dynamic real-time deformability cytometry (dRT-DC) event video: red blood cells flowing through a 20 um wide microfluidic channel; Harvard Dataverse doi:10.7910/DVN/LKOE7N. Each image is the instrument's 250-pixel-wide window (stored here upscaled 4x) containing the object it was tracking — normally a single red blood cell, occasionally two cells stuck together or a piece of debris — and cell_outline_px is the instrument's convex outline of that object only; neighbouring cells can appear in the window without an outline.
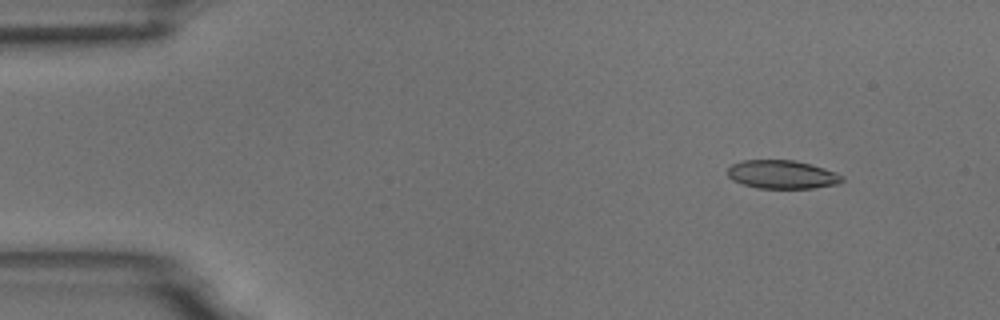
{"species": "common noctule bat (a hibernating species)", "species_latin": "Nyctalus noctula", "temperature_condition": "room temperature", "stored_images_in_passage": 6, "camera_frame_rate_fps": 3000, "um_per_image_px": 0.085, "animal": {"sex": "male", "body_mass_g": 18.8}, "frame": {"image": 1, "passage_image": 2, "time_ms": 1.0, "image_size_px": [1000, 320], "cell_outline_px": [[844, 180], [840, 184], [812, 188], [756, 188], [732, 180], [728, 176], [728, 168], [732, 164], [744, 160], [792, 160], [812, 164], [836, 172], [844, 176]], "centroid_in_image_um": [66.51, 14.83], "position_along_channel_um": 18.5, "area_um2": 19.07}}
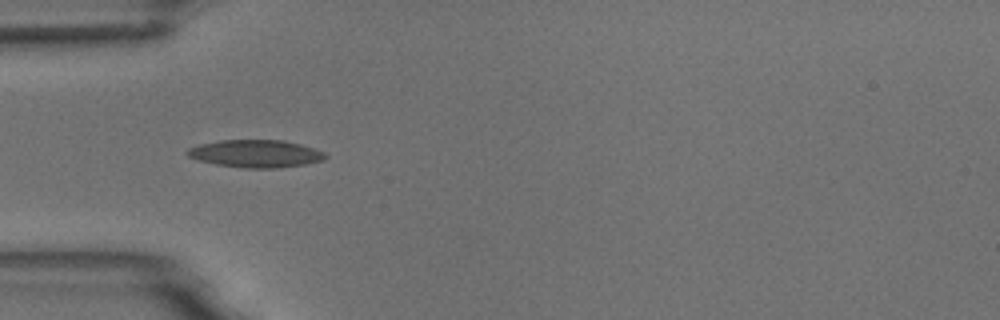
{"frame": {"image": 2, "passage_image": 5, "time_ms": 4.667, "image_size_px": [1000, 320], "cell_outline_px": [[328, 156], [324, 160], [304, 164], [280, 168], [244, 168], [216, 164], [200, 160], [188, 156], [184, 152], [188, 148], [200, 144], [220, 140], [284, 140], [300, 144], [324, 152]], "centroid_in_image_um": [21.73, 13.06], "position_along_channel_um": 63.3, "area_um2": 22.14}}